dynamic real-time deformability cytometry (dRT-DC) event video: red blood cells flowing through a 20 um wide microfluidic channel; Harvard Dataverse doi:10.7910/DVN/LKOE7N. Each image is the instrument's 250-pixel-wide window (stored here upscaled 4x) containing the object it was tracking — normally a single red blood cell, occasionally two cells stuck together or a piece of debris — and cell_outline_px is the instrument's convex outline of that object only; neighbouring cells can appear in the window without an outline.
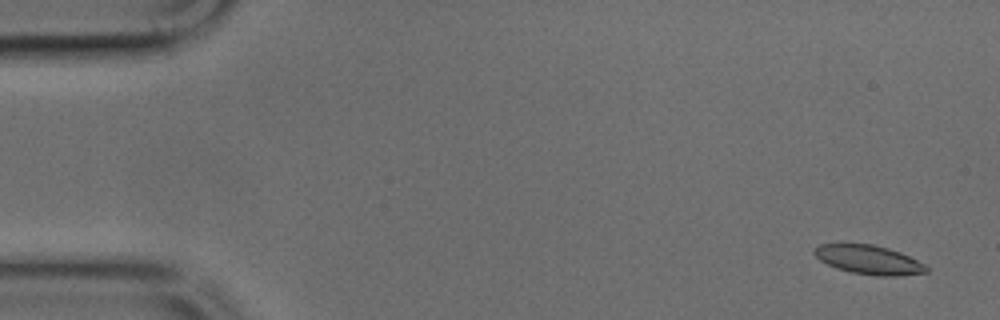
{"species": "common noctule bat (a hibernating species)", "species_latin": "Nyctalus noctula", "temperature_condition": "cold", "stored_images_in_passage": 49, "camera_frame_rate_fps": 3000, "um_per_image_px": 0.085, "animal": {"sex": "male", "body_mass_g": 17.9, "forearm_length_mm": 54.2}, "frame": {"image": 1, "passage_image": 3, "time_ms": 0.667, "image_size_px": [1000, 320], "cell_outline_px": [[928, 272], [900, 276], [876, 276], [852, 272], [836, 268], [820, 260], [812, 252], [820, 244], [872, 244], [888, 248], [900, 252], [924, 264], [928, 268]], "centroid_in_image_um": [73.86, 22.09], "position_along_channel_um": 11.1, "area_um2": 18.79}}
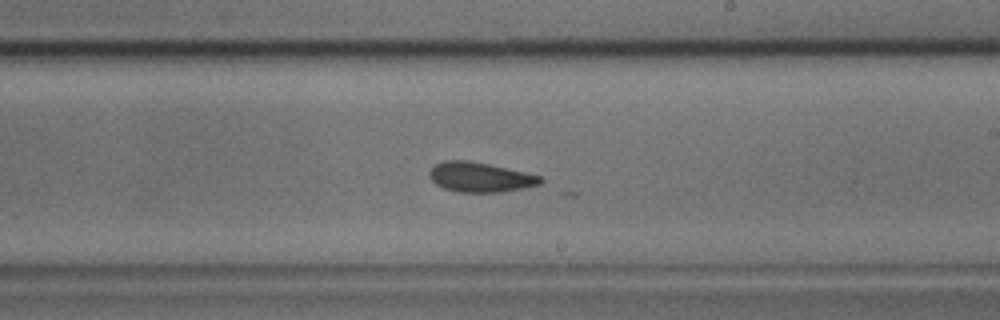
{"frame": {"image": 2, "passage_image": 29, "time_ms": 9.333, "image_size_px": [1000, 320], "cell_outline_px": [[544, 180], [540, 184], [524, 188], [500, 192], [456, 192], [444, 188], [436, 184], [428, 176], [428, 172], [436, 164], [444, 160], [468, 160], [488, 164], [524, 172], [540, 176]], "centroid_in_image_um": [40.78, 15.06], "position_along_channel_um": 248.2, "area_um2": 19.19}}
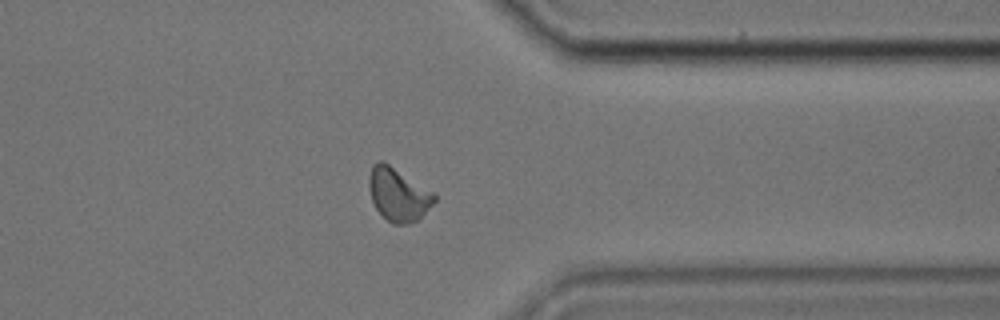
{"frame": {"image": 3, "passage_image": 39, "time_ms": 12.667, "image_size_px": [1000, 320], "cell_outline_px": [[436, 200], [416, 220], [408, 224], [392, 224], [376, 208], [372, 200], [368, 188], [368, 176], [372, 164], [376, 160], [384, 160], [436, 192]], "centroid_in_image_um": [33.84, 16.46], "position_along_channel_um": 377.6, "area_um2": 20.58}}